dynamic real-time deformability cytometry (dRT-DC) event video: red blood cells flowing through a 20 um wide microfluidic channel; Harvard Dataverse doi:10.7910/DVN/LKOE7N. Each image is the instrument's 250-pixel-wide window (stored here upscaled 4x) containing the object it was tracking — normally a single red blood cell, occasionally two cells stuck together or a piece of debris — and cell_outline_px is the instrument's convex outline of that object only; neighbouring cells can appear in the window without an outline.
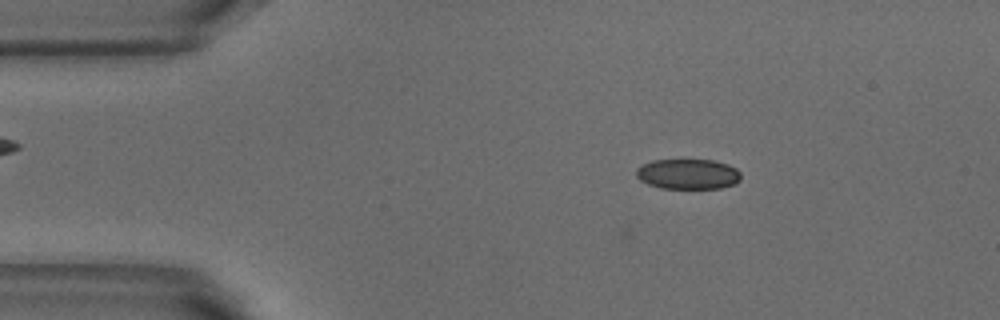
{"species": "common noctule bat (a hibernating species)", "species_latin": "Nyctalus noctula", "temperature_condition": "warm", "stored_images_in_passage": 7, "camera_frame_rate_fps": 3000, "um_per_image_px": 0.085, "animal": {"sex": "male", "body_mass_g": 18.8}, "frame": {"image": 1, "passage_image": 3, "time_ms": 0.667, "image_size_px": [1000, 320], "cell_outline_px": [[740, 180], [736, 184], [720, 188], [660, 188], [648, 184], [640, 180], [636, 176], [636, 168], [652, 160], [712, 160], [728, 164], [736, 168], [740, 172]], "centroid_in_image_um": [58.49, 14.8], "position_along_channel_um": 26.5, "area_um2": 18.5}}
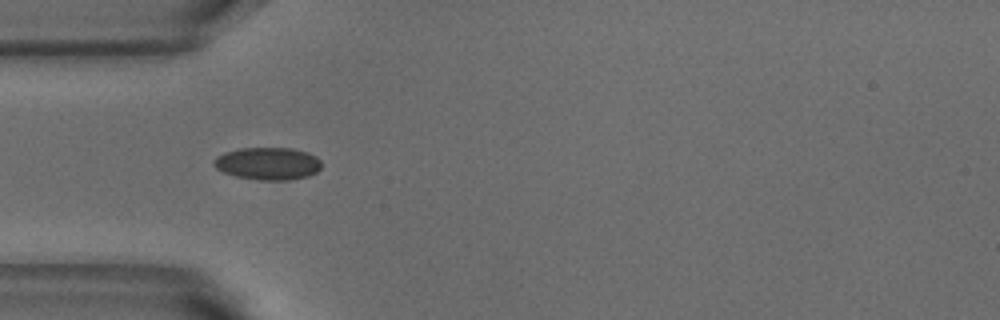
{"frame": {"image": 2, "passage_image": 5, "time_ms": 1.333, "image_size_px": [1000, 320], "cell_outline_px": [[320, 168], [316, 172], [308, 176], [288, 180], [256, 180], [236, 176], [224, 172], [216, 168], [212, 164], [212, 160], [216, 156], [224, 152], [240, 148], [292, 148], [308, 152], [316, 156], [320, 160]], "centroid_in_image_um": [22.74, 13.9], "position_along_channel_um": 62.3, "area_um2": 20.52}}